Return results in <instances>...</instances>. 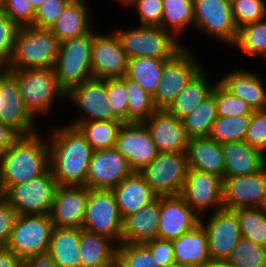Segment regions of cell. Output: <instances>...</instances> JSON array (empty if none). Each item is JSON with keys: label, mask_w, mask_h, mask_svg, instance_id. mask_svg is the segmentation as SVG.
<instances>
[{"label": "cell", "mask_w": 266, "mask_h": 267, "mask_svg": "<svg viewBox=\"0 0 266 267\" xmlns=\"http://www.w3.org/2000/svg\"><path fill=\"white\" fill-rule=\"evenodd\" d=\"M46 134L49 168L57 185L86 186L93 150L85 136L77 127L68 124H55Z\"/></svg>", "instance_id": "6da1fadb"}, {"label": "cell", "mask_w": 266, "mask_h": 267, "mask_svg": "<svg viewBox=\"0 0 266 267\" xmlns=\"http://www.w3.org/2000/svg\"><path fill=\"white\" fill-rule=\"evenodd\" d=\"M44 135V136H43ZM38 131L21 135L0 155V190L43 175L49 169V143Z\"/></svg>", "instance_id": "7a4b0ae2"}, {"label": "cell", "mask_w": 266, "mask_h": 267, "mask_svg": "<svg viewBox=\"0 0 266 267\" xmlns=\"http://www.w3.org/2000/svg\"><path fill=\"white\" fill-rule=\"evenodd\" d=\"M59 41L47 28L20 26L6 70L53 68Z\"/></svg>", "instance_id": "3957f363"}, {"label": "cell", "mask_w": 266, "mask_h": 267, "mask_svg": "<svg viewBox=\"0 0 266 267\" xmlns=\"http://www.w3.org/2000/svg\"><path fill=\"white\" fill-rule=\"evenodd\" d=\"M7 71L16 78L22 102L35 119L49 118L56 102L66 101L53 68Z\"/></svg>", "instance_id": "277c9868"}, {"label": "cell", "mask_w": 266, "mask_h": 267, "mask_svg": "<svg viewBox=\"0 0 266 267\" xmlns=\"http://www.w3.org/2000/svg\"><path fill=\"white\" fill-rule=\"evenodd\" d=\"M130 26L131 28L114 29L128 59L137 57L170 59L185 45V41L178 40L160 26L139 24Z\"/></svg>", "instance_id": "5b68a950"}, {"label": "cell", "mask_w": 266, "mask_h": 267, "mask_svg": "<svg viewBox=\"0 0 266 267\" xmlns=\"http://www.w3.org/2000/svg\"><path fill=\"white\" fill-rule=\"evenodd\" d=\"M94 28L83 36L59 43L54 73L60 87L67 92L72 87L91 79Z\"/></svg>", "instance_id": "8992f818"}, {"label": "cell", "mask_w": 266, "mask_h": 267, "mask_svg": "<svg viewBox=\"0 0 266 267\" xmlns=\"http://www.w3.org/2000/svg\"><path fill=\"white\" fill-rule=\"evenodd\" d=\"M194 52L185 44L172 58L164 62L160 84L153 97L157 109H166L186 84L204 68L205 64L200 62Z\"/></svg>", "instance_id": "52a82bcc"}, {"label": "cell", "mask_w": 266, "mask_h": 267, "mask_svg": "<svg viewBox=\"0 0 266 267\" xmlns=\"http://www.w3.org/2000/svg\"><path fill=\"white\" fill-rule=\"evenodd\" d=\"M194 29L209 40L227 47L235 44L238 28L234 22L231 3L227 0H193ZM217 40V41H215Z\"/></svg>", "instance_id": "ba28073f"}, {"label": "cell", "mask_w": 266, "mask_h": 267, "mask_svg": "<svg viewBox=\"0 0 266 267\" xmlns=\"http://www.w3.org/2000/svg\"><path fill=\"white\" fill-rule=\"evenodd\" d=\"M50 168L41 176L10 186L2 196L19 215L50 214L57 187Z\"/></svg>", "instance_id": "9c48e42d"}, {"label": "cell", "mask_w": 266, "mask_h": 267, "mask_svg": "<svg viewBox=\"0 0 266 267\" xmlns=\"http://www.w3.org/2000/svg\"><path fill=\"white\" fill-rule=\"evenodd\" d=\"M123 219L112 190L90 189L82 229L121 242Z\"/></svg>", "instance_id": "30bf717a"}, {"label": "cell", "mask_w": 266, "mask_h": 267, "mask_svg": "<svg viewBox=\"0 0 266 267\" xmlns=\"http://www.w3.org/2000/svg\"><path fill=\"white\" fill-rule=\"evenodd\" d=\"M188 169L186 152H158L140 174L158 197L173 196L181 194Z\"/></svg>", "instance_id": "8fae6325"}, {"label": "cell", "mask_w": 266, "mask_h": 267, "mask_svg": "<svg viewBox=\"0 0 266 267\" xmlns=\"http://www.w3.org/2000/svg\"><path fill=\"white\" fill-rule=\"evenodd\" d=\"M54 224L47 215H18L6 247L21 260L48 252Z\"/></svg>", "instance_id": "7c38bea8"}, {"label": "cell", "mask_w": 266, "mask_h": 267, "mask_svg": "<svg viewBox=\"0 0 266 267\" xmlns=\"http://www.w3.org/2000/svg\"><path fill=\"white\" fill-rule=\"evenodd\" d=\"M65 100L82 111L78 117L68 121V125L76 127L84 121H120L108 101L107 79L92 77L69 89Z\"/></svg>", "instance_id": "4fadbf2b"}, {"label": "cell", "mask_w": 266, "mask_h": 267, "mask_svg": "<svg viewBox=\"0 0 266 267\" xmlns=\"http://www.w3.org/2000/svg\"><path fill=\"white\" fill-rule=\"evenodd\" d=\"M201 217L200 223L208 236L211 260H227L242 238L237 214L233 210L221 209Z\"/></svg>", "instance_id": "5bb4252c"}, {"label": "cell", "mask_w": 266, "mask_h": 267, "mask_svg": "<svg viewBox=\"0 0 266 267\" xmlns=\"http://www.w3.org/2000/svg\"><path fill=\"white\" fill-rule=\"evenodd\" d=\"M180 195L200 217L223 209L222 179L211 173L189 168Z\"/></svg>", "instance_id": "9a60e30c"}, {"label": "cell", "mask_w": 266, "mask_h": 267, "mask_svg": "<svg viewBox=\"0 0 266 267\" xmlns=\"http://www.w3.org/2000/svg\"><path fill=\"white\" fill-rule=\"evenodd\" d=\"M223 209L266 207V166L254 174L222 179Z\"/></svg>", "instance_id": "2e32d148"}, {"label": "cell", "mask_w": 266, "mask_h": 267, "mask_svg": "<svg viewBox=\"0 0 266 267\" xmlns=\"http://www.w3.org/2000/svg\"><path fill=\"white\" fill-rule=\"evenodd\" d=\"M91 64L93 78H121L127 74L128 57L113 30L104 33L94 29Z\"/></svg>", "instance_id": "e0dca14e"}, {"label": "cell", "mask_w": 266, "mask_h": 267, "mask_svg": "<svg viewBox=\"0 0 266 267\" xmlns=\"http://www.w3.org/2000/svg\"><path fill=\"white\" fill-rule=\"evenodd\" d=\"M0 121L10 125L20 135L39 131L37 120L22 102L16 78L6 69L0 73Z\"/></svg>", "instance_id": "ac0fdd59"}, {"label": "cell", "mask_w": 266, "mask_h": 267, "mask_svg": "<svg viewBox=\"0 0 266 267\" xmlns=\"http://www.w3.org/2000/svg\"><path fill=\"white\" fill-rule=\"evenodd\" d=\"M115 148L140 172L157 156L158 150L143 122H125L118 131Z\"/></svg>", "instance_id": "d6986e66"}, {"label": "cell", "mask_w": 266, "mask_h": 267, "mask_svg": "<svg viewBox=\"0 0 266 267\" xmlns=\"http://www.w3.org/2000/svg\"><path fill=\"white\" fill-rule=\"evenodd\" d=\"M133 172L128 160L115 147L95 150L89 162L86 186L112 190Z\"/></svg>", "instance_id": "ffe728a7"}, {"label": "cell", "mask_w": 266, "mask_h": 267, "mask_svg": "<svg viewBox=\"0 0 266 267\" xmlns=\"http://www.w3.org/2000/svg\"><path fill=\"white\" fill-rule=\"evenodd\" d=\"M89 188L85 185H58L50 212L54 227L82 228Z\"/></svg>", "instance_id": "44dd1931"}, {"label": "cell", "mask_w": 266, "mask_h": 267, "mask_svg": "<svg viewBox=\"0 0 266 267\" xmlns=\"http://www.w3.org/2000/svg\"><path fill=\"white\" fill-rule=\"evenodd\" d=\"M200 218L180 194L161 196L157 238L175 240L199 224Z\"/></svg>", "instance_id": "7402d4cb"}, {"label": "cell", "mask_w": 266, "mask_h": 267, "mask_svg": "<svg viewBox=\"0 0 266 267\" xmlns=\"http://www.w3.org/2000/svg\"><path fill=\"white\" fill-rule=\"evenodd\" d=\"M252 70L235 67L217 80L227 91L245 101L253 111L266 110L265 77Z\"/></svg>", "instance_id": "603a6c76"}, {"label": "cell", "mask_w": 266, "mask_h": 267, "mask_svg": "<svg viewBox=\"0 0 266 267\" xmlns=\"http://www.w3.org/2000/svg\"><path fill=\"white\" fill-rule=\"evenodd\" d=\"M146 125L158 152L187 151L188 137L182 121L172 116L166 109H157L147 120Z\"/></svg>", "instance_id": "cb8c5ba5"}, {"label": "cell", "mask_w": 266, "mask_h": 267, "mask_svg": "<svg viewBox=\"0 0 266 267\" xmlns=\"http://www.w3.org/2000/svg\"><path fill=\"white\" fill-rule=\"evenodd\" d=\"M91 0H71L49 30L59 42L88 34L94 27ZM89 2V3H88ZM93 25V26H92Z\"/></svg>", "instance_id": "d4e9b609"}, {"label": "cell", "mask_w": 266, "mask_h": 267, "mask_svg": "<svg viewBox=\"0 0 266 267\" xmlns=\"http://www.w3.org/2000/svg\"><path fill=\"white\" fill-rule=\"evenodd\" d=\"M160 197L123 219L120 243H144L155 239L159 227Z\"/></svg>", "instance_id": "484cf974"}, {"label": "cell", "mask_w": 266, "mask_h": 267, "mask_svg": "<svg viewBox=\"0 0 266 267\" xmlns=\"http://www.w3.org/2000/svg\"><path fill=\"white\" fill-rule=\"evenodd\" d=\"M224 155V177L254 174L266 166V155L244 141L221 144Z\"/></svg>", "instance_id": "4316f807"}, {"label": "cell", "mask_w": 266, "mask_h": 267, "mask_svg": "<svg viewBox=\"0 0 266 267\" xmlns=\"http://www.w3.org/2000/svg\"><path fill=\"white\" fill-rule=\"evenodd\" d=\"M122 219L131 215L158 196L140 172H133L112 189Z\"/></svg>", "instance_id": "83f0119b"}, {"label": "cell", "mask_w": 266, "mask_h": 267, "mask_svg": "<svg viewBox=\"0 0 266 267\" xmlns=\"http://www.w3.org/2000/svg\"><path fill=\"white\" fill-rule=\"evenodd\" d=\"M188 167L224 178L225 161L221 144L211 137H193L187 144Z\"/></svg>", "instance_id": "f1b7e54d"}, {"label": "cell", "mask_w": 266, "mask_h": 267, "mask_svg": "<svg viewBox=\"0 0 266 267\" xmlns=\"http://www.w3.org/2000/svg\"><path fill=\"white\" fill-rule=\"evenodd\" d=\"M175 263L187 267H203L211 260L208 236L201 223L172 240Z\"/></svg>", "instance_id": "f546056e"}, {"label": "cell", "mask_w": 266, "mask_h": 267, "mask_svg": "<svg viewBox=\"0 0 266 267\" xmlns=\"http://www.w3.org/2000/svg\"><path fill=\"white\" fill-rule=\"evenodd\" d=\"M205 69L206 67L188 82L175 100L166 108L172 116L182 120L212 94L216 82L213 81L212 84L209 81L210 75L207 74L208 69Z\"/></svg>", "instance_id": "4dcf8cb0"}, {"label": "cell", "mask_w": 266, "mask_h": 267, "mask_svg": "<svg viewBox=\"0 0 266 267\" xmlns=\"http://www.w3.org/2000/svg\"><path fill=\"white\" fill-rule=\"evenodd\" d=\"M81 267H111L116 263L117 244L105 236L80 228Z\"/></svg>", "instance_id": "1f68e13d"}, {"label": "cell", "mask_w": 266, "mask_h": 267, "mask_svg": "<svg viewBox=\"0 0 266 267\" xmlns=\"http://www.w3.org/2000/svg\"><path fill=\"white\" fill-rule=\"evenodd\" d=\"M80 228L54 227L48 253L58 267H81Z\"/></svg>", "instance_id": "d6a6232c"}, {"label": "cell", "mask_w": 266, "mask_h": 267, "mask_svg": "<svg viewBox=\"0 0 266 267\" xmlns=\"http://www.w3.org/2000/svg\"><path fill=\"white\" fill-rule=\"evenodd\" d=\"M162 3L160 27L181 41V36L185 34L186 29H194L193 0H162Z\"/></svg>", "instance_id": "836d02e7"}, {"label": "cell", "mask_w": 266, "mask_h": 267, "mask_svg": "<svg viewBox=\"0 0 266 267\" xmlns=\"http://www.w3.org/2000/svg\"><path fill=\"white\" fill-rule=\"evenodd\" d=\"M169 59L137 57L128 59L127 76L154 97L160 84L164 62Z\"/></svg>", "instance_id": "e575fe53"}, {"label": "cell", "mask_w": 266, "mask_h": 267, "mask_svg": "<svg viewBox=\"0 0 266 267\" xmlns=\"http://www.w3.org/2000/svg\"><path fill=\"white\" fill-rule=\"evenodd\" d=\"M122 121H84L76 127L85 136L93 151L115 147Z\"/></svg>", "instance_id": "d590c367"}, {"label": "cell", "mask_w": 266, "mask_h": 267, "mask_svg": "<svg viewBox=\"0 0 266 267\" xmlns=\"http://www.w3.org/2000/svg\"><path fill=\"white\" fill-rule=\"evenodd\" d=\"M217 118L215 97L211 94L191 114L181 121L188 138L208 137L212 125Z\"/></svg>", "instance_id": "8d00e7d4"}, {"label": "cell", "mask_w": 266, "mask_h": 267, "mask_svg": "<svg viewBox=\"0 0 266 267\" xmlns=\"http://www.w3.org/2000/svg\"><path fill=\"white\" fill-rule=\"evenodd\" d=\"M237 214L242 238L266 247V207H242Z\"/></svg>", "instance_id": "74e56055"}, {"label": "cell", "mask_w": 266, "mask_h": 267, "mask_svg": "<svg viewBox=\"0 0 266 267\" xmlns=\"http://www.w3.org/2000/svg\"><path fill=\"white\" fill-rule=\"evenodd\" d=\"M233 49L258 59L266 51V18L244 25L238 29Z\"/></svg>", "instance_id": "f35d334b"}, {"label": "cell", "mask_w": 266, "mask_h": 267, "mask_svg": "<svg viewBox=\"0 0 266 267\" xmlns=\"http://www.w3.org/2000/svg\"><path fill=\"white\" fill-rule=\"evenodd\" d=\"M126 86L128 96V122H143L156 110L153 96L141 88L127 75L120 78Z\"/></svg>", "instance_id": "ab89813d"}, {"label": "cell", "mask_w": 266, "mask_h": 267, "mask_svg": "<svg viewBox=\"0 0 266 267\" xmlns=\"http://www.w3.org/2000/svg\"><path fill=\"white\" fill-rule=\"evenodd\" d=\"M250 122L251 115L218 117L212 125L209 137L219 144L244 141Z\"/></svg>", "instance_id": "60d3db41"}, {"label": "cell", "mask_w": 266, "mask_h": 267, "mask_svg": "<svg viewBox=\"0 0 266 267\" xmlns=\"http://www.w3.org/2000/svg\"><path fill=\"white\" fill-rule=\"evenodd\" d=\"M227 261L233 267H266V247L241 238Z\"/></svg>", "instance_id": "b9f144b4"}, {"label": "cell", "mask_w": 266, "mask_h": 267, "mask_svg": "<svg viewBox=\"0 0 266 267\" xmlns=\"http://www.w3.org/2000/svg\"><path fill=\"white\" fill-rule=\"evenodd\" d=\"M116 264L120 267H159L143 243L118 244Z\"/></svg>", "instance_id": "7bdbcfd3"}, {"label": "cell", "mask_w": 266, "mask_h": 267, "mask_svg": "<svg viewBox=\"0 0 266 267\" xmlns=\"http://www.w3.org/2000/svg\"><path fill=\"white\" fill-rule=\"evenodd\" d=\"M212 94L215 97L218 117H236L253 113L245 101L227 91L218 80H216Z\"/></svg>", "instance_id": "ee69618b"}, {"label": "cell", "mask_w": 266, "mask_h": 267, "mask_svg": "<svg viewBox=\"0 0 266 267\" xmlns=\"http://www.w3.org/2000/svg\"><path fill=\"white\" fill-rule=\"evenodd\" d=\"M266 0H234L231 10L237 28L266 18Z\"/></svg>", "instance_id": "f6af8a7d"}, {"label": "cell", "mask_w": 266, "mask_h": 267, "mask_svg": "<svg viewBox=\"0 0 266 267\" xmlns=\"http://www.w3.org/2000/svg\"><path fill=\"white\" fill-rule=\"evenodd\" d=\"M122 6L124 8H134L138 14L139 25L160 26L163 3L162 0H126Z\"/></svg>", "instance_id": "bcb514c9"}, {"label": "cell", "mask_w": 266, "mask_h": 267, "mask_svg": "<svg viewBox=\"0 0 266 267\" xmlns=\"http://www.w3.org/2000/svg\"><path fill=\"white\" fill-rule=\"evenodd\" d=\"M107 94L114 115L123 123L128 122L129 99L125 83L120 78H108Z\"/></svg>", "instance_id": "7dc6e473"}, {"label": "cell", "mask_w": 266, "mask_h": 267, "mask_svg": "<svg viewBox=\"0 0 266 267\" xmlns=\"http://www.w3.org/2000/svg\"><path fill=\"white\" fill-rule=\"evenodd\" d=\"M244 142L266 155V110L253 111Z\"/></svg>", "instance_id": "c3c4849f"}, {"label": "cell", "mask_w": 266, "mask_h": 267, "mask_svg": "<svg viewBox=\"0 0 266 267\" xmlns=\"http://www.w3.org/2000/svg\"><path fill=\"white\" fill-rule=\"evenodd\" d=\"M19 26L4 12H0V64H8Z\"/></svg>", "instance_id": "681fc988"}, {"label": "cell", "mask_w": 266, "mask_h": 267, "mask_svg": "<svg viewBox=\"0 0 266 267\" xmlns=\"http://www.w3.org/2000/svg\"><path fill=\"white\" fill-rule=\"evenodd\" d=\"M13 22L20 26H31L36 11L29 0H5L2 10Z\"/></svg>", "instance_id": "f907efd6"}, {"label": "cell", "mask_w": 266, "mask_h": 267, "mask_svg": "<svg viewBox=\"0 0 266 267\" xmlns=\"http://www.w3.org/2000/svg\"><path fill=\"white\" fill-rule=\"evenodd\" d=\"M70 1L71 0H45L36 10L34 23L31 26L49 29Z\"/></svg>", "instance_id": "816d5d0a"}, {"label": "cell", "mask_w": 266, "mask_h": 267, "mask_svg": "<svg viewBox=\"0 0 266 267\" xmlns=\"http://www.w3.org/2000/svg\"><path fill=\"white\" fill-rule=\"evenodd\" d=\"M143 244L150 250L159 267H165L175 262L171 240L156 237Z\"/></svg>", "instance_id": "f5cc1de1"}, {"label": "cell", "mask_w": 266, "mask_h": 267, "mask_svg": "<svg viewBox=\"0 0 266 267\" xmlns=\"http://www.w3.org/2000/svg\"><path fill=\"white\" fill-rule=\"evenodd\" d=\"M17 211L3 197H0V247H5L18 217Z\"/></svg>", "instance_id": "db71d44e"}, {"label": "cell", "mask_w": 266, "mask_h": 267, "mask_svg": "<svg viewBox=\"0 0 266 267\" xmlns=\"http://www.w3.org/2000/svg\"><path fill=\"white\" fill-rule=\"evenodd\" d=\"M21 135L10 125L0 121V155L4 153Z\"/></svg>", "instance_id": "11a10c76"}, {"label": "cell", "mask_w": 266, "mask_h": 267, "mask_svg": "<svg viewBox=\"0 0 266 267\" xmlns=\"http://www.w3.org/2000/svg\"><path fill=\"white\" fill-rule=\"evenodd\" d=\"M23 267H58V265L52 259V256L46 252L25 259Z\"/></svg>", "instance_id": "9f6ffc18"}, {"label": "cell", "mask_w": 266, "mask_h": 267, "mask_svg": "<svg viewBox=\"0 0 266 267\" xmlns=\"http://www.w3.org/2000/svg\"><path fill=\"white\" fill-rule=\"evenodd\" d=\"M0 267H23V260L6 246L0 247Z\"/></svg>", "instance_id": "6f0895ef"}, {"label": "cell", "mask_w": 266, "mask_h": 267, "mask_svg": "<svg viewBox=\"0 0 266 267\" xmlns=\"http://www.w3.org/2000/svg\"><path fill=\"white\" fill-rule=\"evenodd\" d=\"M203 267H233L227 260H210Z\"/></svg>", "instance_id": "680465c9"}, {"label": "cell", "mask_w": 266, "mask_h": 267, "mask_svg": "<svg viewBox=\"0 0 266 267\" xmlns=\"http://www.w3.org/2000/svg\"><path fill=\"white\" fill-rule=\"evenodd\" d=\"M35 11L43 4L45 0H29Z\"/></svg>", "instance_id": "91938a15"}, {"label": "cell", "mask_w": 266, "mask_h": 267, "mask_svg": "<svg viewBox=\"0 0 266 267\" xmlns=\"http://www.w3.org/2000/svg\"><path fill=\"white\" fill-rule=\"evenodd\" d=\"M165 267H187V266L180 265V264L174 262V263H172V264H170L168 266H165Z\"/></svg>", "instance_id": "94428289"}, {"label": "cell", "mask_w": 266, "mask_h": 267, "mask_svg": "<svg viewBox=\"0 0 266 267\" xmlns=\"http://www.w3.org/2000/svg\"><path fill=\"white\" fill-rule=\"evenodd\" d=\"M258 60H260V61L262 60V62L266 63V51Z\"/></svg>", "instance_id": "6125c7cd"}, {"label": "cell", "mask_w": 266, "mask_h": 267, "mask_svg": "<svg viewBox=\"0 0 266 267\" xmlns=\"http://www.w3.org/2000/svg\"><path fill=\"white\" fill-rule=\"evenodd\" d=\"M4 3H5V0H0V12H2L4 8Z\"/></svg>", "instance_id": "be15d7a7"}, {"label": "cell", "mask_w": 266, "mask_h": 267, "mask_svg": "<svg viewBox=\"0 0 266 267\" xmlns=\"http://www.w3.org/2000/svg\"><path fill=\"white\" fill-rule=\"evenodd\" d=\"M126 0H115L114 2H118V4H120V6L125 2Z\"/></svg>", "instance_id": "e7e4bbea"}, {"label": "cell", "mask_w": 266, "mask_h": 267, "mask_svg": "<svg viewBox=\"0 0 266 267\" xmlns=\"http://www.w3.org/2000/svg\"><path fill=\"white\" fill-rule=\"evenodd\" d=\"M5 69L3 65L0 64V73Z\"/></svg>", "instance_id": "03108f58"}, {"label": "cell", "mask_w": 266, "mask_h": 267, "mask_svg": "<svg viewBox=\"0 0 266 267\" xmlns=\"http://www.w3.org/2000/svg\"><path fill=\"white\" fill-rule=\"evenodd\" d=\"M111 267H120V266H118L116 263L113 265V266H111Z\"/></svg>", "instance_id": "003e7915"}]
</instances>
